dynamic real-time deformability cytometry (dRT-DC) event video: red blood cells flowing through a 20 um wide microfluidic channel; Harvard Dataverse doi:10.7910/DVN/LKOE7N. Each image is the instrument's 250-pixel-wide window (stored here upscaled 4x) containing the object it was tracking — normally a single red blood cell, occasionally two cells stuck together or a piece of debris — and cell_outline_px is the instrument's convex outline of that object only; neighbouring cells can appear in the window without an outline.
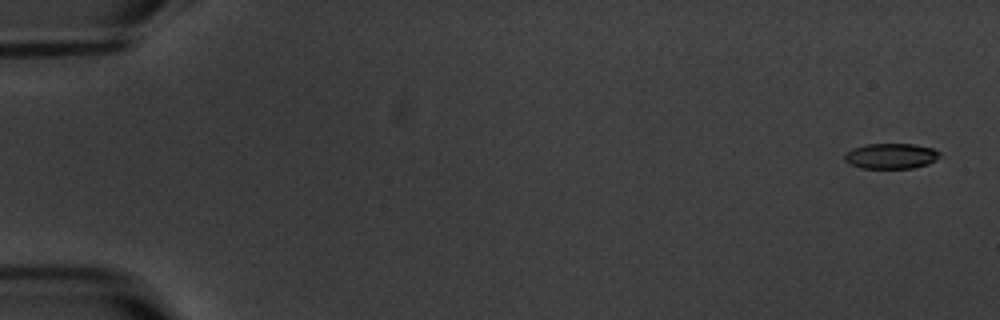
{"species": "common noctule bat (a hibernating species)", "species_latin": "Nyctalus noctula", "temperature_condition": "warm", "stored_images_in_passage": 6, "camera_frame_rate_fps": 3000, "um_per_image_px": 0.085, "animal": {"sex": "male", "body_mass_g": 20.1, "forearm_length_mm": 53.5}, "frame": {"image": 1, "passage_image": 1, "time_ms": 0.0, "image_size_px": [1000, 320], "cell_outline_px": [[940, 156], [936, 160], [928, 164], [912, 168], [860, 168], [848, 164], [844, 160], [844, 152], [852, 148], [864, 144], [916, 144], [936, 148], [940, 152]], "centroid_in_image_um": [75.72, 13.25], "position_along_channel_um": 9.3, "area_um2": 14.45}}
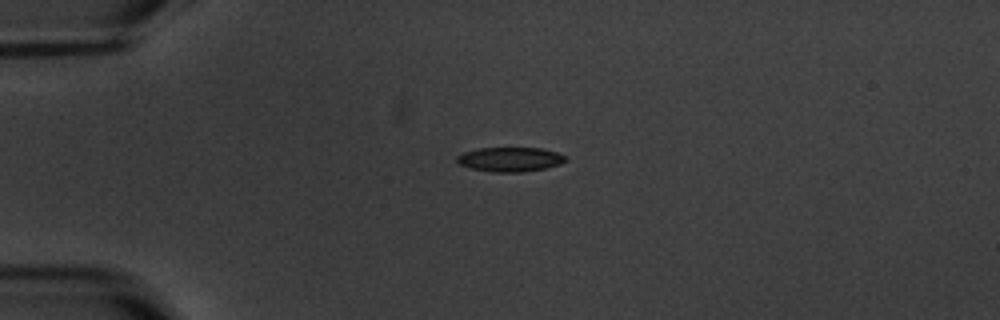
{"frame": {"image": 2, "passage_image": 4, "time_ms": 4.333, "image_size_px": [1000, 320], "cell_outline_px": [[568, 160], [560, 164], [544, 168], [524, 172], [492, 172], [468, 168], [460, 164], [456, 160], [456, 156], [464, 152], [480, 148], [540, 148], [556, 152], [568, 156]], "centroid_in_image_um": [43.37, 13.55], "position_along_channel_um": 41.6, "area_um2": 15.55}}